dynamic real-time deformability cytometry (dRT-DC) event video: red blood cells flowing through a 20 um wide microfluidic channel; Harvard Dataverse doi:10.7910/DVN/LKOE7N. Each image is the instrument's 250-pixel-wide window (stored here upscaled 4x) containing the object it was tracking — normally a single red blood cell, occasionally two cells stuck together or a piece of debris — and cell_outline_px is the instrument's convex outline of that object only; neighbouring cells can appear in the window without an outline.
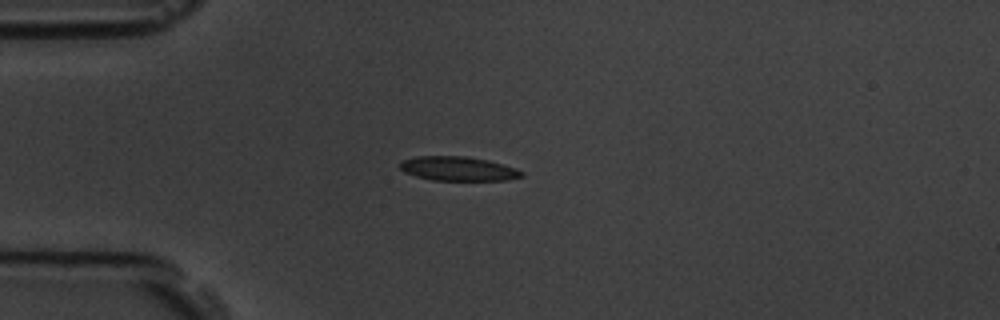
{"species": "common noctule bat (a hibernating species)", "species_latin": "Nyctalus noctula", "temperature_condition": "room temperature", "stored_images_in_passage": 10, "camera_frame_rate_fps": 3000, "um_per_image_px": 0.085, "animal": {"sex": "male", "body_mass_g": 19.5, "forearm_length_mm": 54.6}, "frame": {"image": 1, "passage_image": 4, "time_ms": 3.333, "image_size_px": [1000, 320], "cell_outline_px": [[524, 176], [508, 180], [432, 180], [416, 176], [404, 172], [400, 168], [400, 160], [416, 156], [464, 156], [488, 160], [516, 168], [524, 172]], "centroid_in_image_um": [38.94, 14.33], "position_along_channel_um": 46.1, "area_um2": 17.22}}
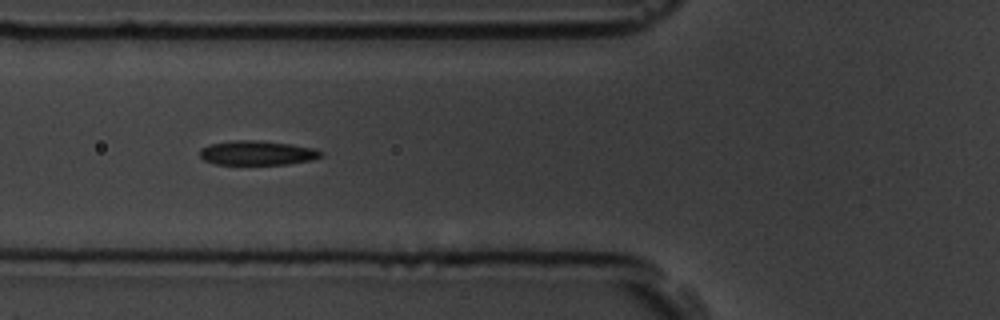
{"frame": {"image": 2, "passage_image": 6, "time_ms": 5.333, "image_size_px": [1000, 320], "cell_outline_px": [[324, 156], [312, 160], [288, 164], [216, 164], [204, 160], [200, 156], [200, 148], [208, 144], [232, 140], [256, 140], [292, 144], [316, 148], [324, 152]], "centroid_in_image_um": [21.9, 12.99], "position_along_channel_um": 103.9, "area_um2": 17.46}}
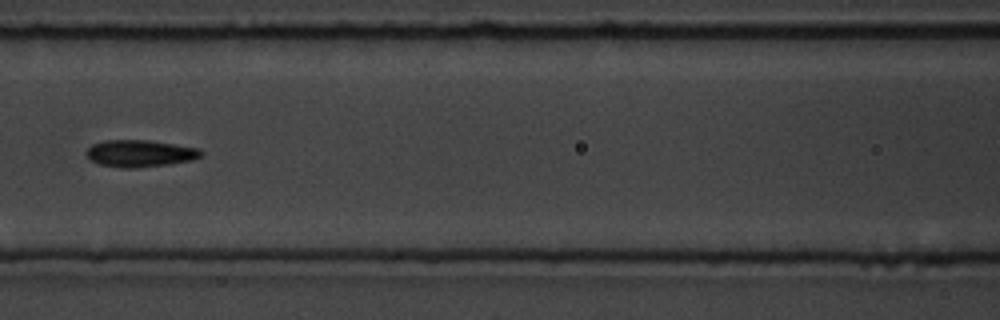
{"frame": {"image": 3, "passage_image": 7, "time_ms": 6.667, "image_size_px": [1000, 320], "cell_outline_px": [[204, 156], [192, 160], [168, 164], [136, 168], [124, 168], [100, 164], [92, 160], [88, 156], [88, 148], [92, 144], [104, 140], [148, 140], [196, 148], [204, 152]], "centroid_in_image_um": [11.93, 13.04], "position_along_channel_um": 154.7, "area_um2": 17.8}}